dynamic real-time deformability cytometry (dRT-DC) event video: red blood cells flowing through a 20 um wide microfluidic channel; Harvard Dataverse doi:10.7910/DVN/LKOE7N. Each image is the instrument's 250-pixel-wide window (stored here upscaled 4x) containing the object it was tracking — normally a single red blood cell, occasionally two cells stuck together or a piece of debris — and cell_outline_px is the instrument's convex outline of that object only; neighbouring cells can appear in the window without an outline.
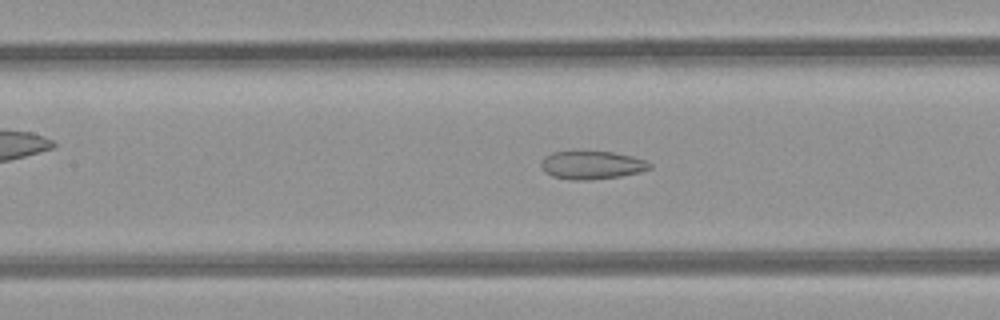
{"species": "common noctule bat (a hibernating species)", "species_latin": "Nyctalus noctula", "temperature_condition": "room temperature", "stored_images_in_passage": 44, "camera_frame_rate_fps": 3000, "um_per_image_px": 0.085, "animal": {"sex": "female", "body_mass_g": 21.9}, "frame": {"image": 1, "passage_image": 17, "time_ms": 5.333, "image_size_px": [1000, 320], "cell_outline_px": [[652, 168], [640, 172], [620, 176], [592, 180], [568, 180], [552, 176], [544, 172], [540, 164], [544, 156], [552, 152], [612, 152], [632, 156], [644, 160], [652, 164]], "centroid_in_image_um": [50.29, 14.05], "position_along_channel_um": 157.1, "area_um2": 17.86}}
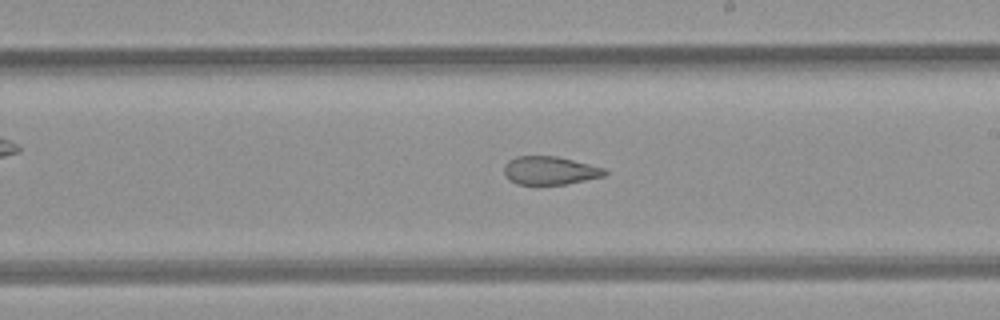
{"frame": {"image": 2, "passage_image": 23, "time_ms": 7.333, "image_size_px": [1000, 320], "cell_outline_px": [[608, 172], [604, 176], [564, 184], [516, 184], [508, 180], [504, 176], [504, 164], [508, 160], [516, 156], [556, 156], [604, 168]], "centroid_in_image_um": [46.68, 14.49], "position_along_channel_um": 242.3, "area_um2": 16.53}}
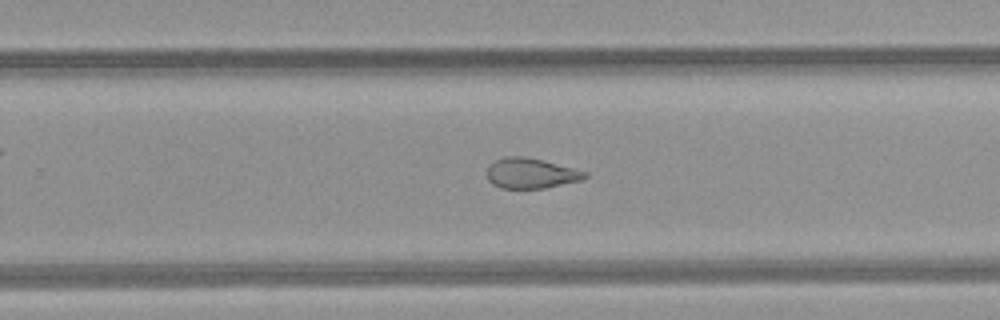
{"frame": {"image": 3, "passage_image": 26, "time_ms": 8.333, "image_size_px": [1000, 320], "cell_outline_px": [[588, 176], [580, 180], [544, 188], [500, 188], [492, 184], [488, 180], [488, 164], [504, 156], [524, 156], [588, 172]], "centroid_in_image_um": [45.08, 14.73], "position_along_channel_um": 284.7, "area_um2": 17.05}, "authors_computed_cell_mechanics": {"area_um2": 21.5594, "velocity_mm_per_s": 4.2702, "shape_relaxation_time_tau1_ms": null, "shape_relaxation_time_tau2_ms": 1.7578, "deformation_change_tau1": null, "deformation_change_tau2": 0.089}}